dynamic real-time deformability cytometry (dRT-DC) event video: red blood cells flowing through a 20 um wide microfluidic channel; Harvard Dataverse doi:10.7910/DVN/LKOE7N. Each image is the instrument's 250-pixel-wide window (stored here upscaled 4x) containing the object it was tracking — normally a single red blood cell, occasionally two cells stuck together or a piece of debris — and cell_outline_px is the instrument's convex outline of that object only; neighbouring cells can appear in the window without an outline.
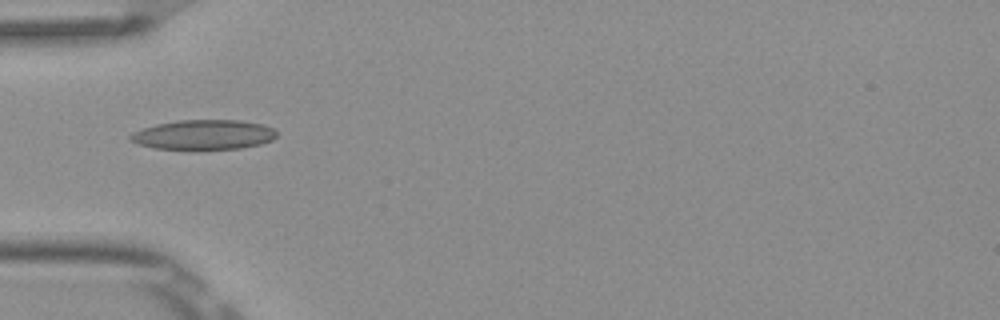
{"species": "Egyptian fruit bat (a non-hibernating species)", "species_latin": "Rousettus aegyptiacus", "temperature_condition": "room temperature", "stored_images_in_passage": 5, "camera_frame_rate_fps": 3000, "um_per_image_px": 0.085, "frame": {"image": 1, "passage_image": 2, "time_ms": 0.333, "image_size_px": [1000, 320], "cell_outline_px": [[276, 136], [272, 140], [260, 144], [240, 148], [196, 152], [156, 148], [140, 144], [132, 140], [128, 136], [132, 132], [156, 124], [176, 120], [240, 120], [264, 124], [272, 128], [276, 132]], "centroid_in_image_um": [17.31, 11.48], "position_along_channel_um": 67.7, "area_um2": 26.13}}
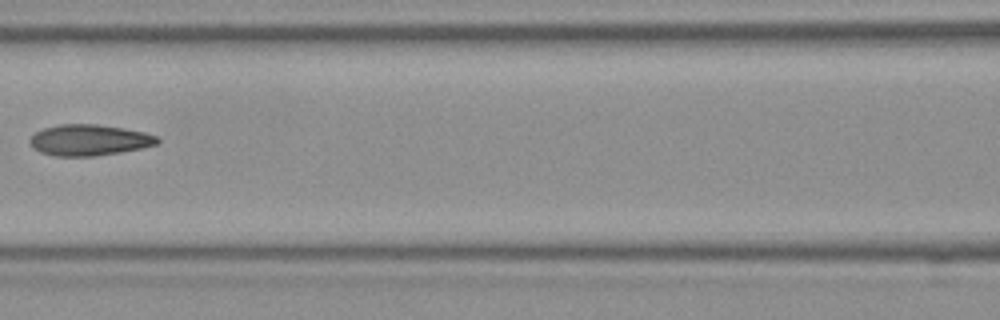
{"frame": {"image": 2, "passage_image": 4, "time_ms": 1.0, "image_size_px": [1000, 320], "cell_outline_px": [[160, 144], [144, 148], [96, 156], [56, 156], [40, 152], [32, 148], [28, 140], [36, 132], [44, 128], [60, 124], [96, 124], [124, 128], [144, 132], [156, 136], [160, 140]], "centroid_in_image_um": [7.6, 11.91], "position_along_channel_um": 159.0, "area_um2": 23.24}}
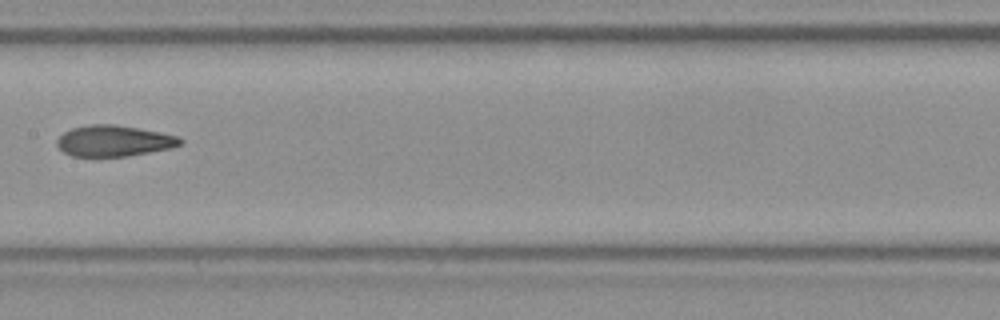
{"frame": {"image": 3, "passage_image": 5, "time_ms": 1.333, "image_size_px": [1000, 320], "cell_outline_px": [[184, 144], [172, 148], [128, 156], [92, 160], [72, 156], [64, 152], [56, 144], [56, 140], [64, 132], [72, 128], [88, 124], [116, 124], [140, 128], [160, 132], [176, 136], [184, 140]], "centroid_in_image_um": [9.66, 12.01], "position_along_channel_um": 197.7, "area_um2": 23.24}}